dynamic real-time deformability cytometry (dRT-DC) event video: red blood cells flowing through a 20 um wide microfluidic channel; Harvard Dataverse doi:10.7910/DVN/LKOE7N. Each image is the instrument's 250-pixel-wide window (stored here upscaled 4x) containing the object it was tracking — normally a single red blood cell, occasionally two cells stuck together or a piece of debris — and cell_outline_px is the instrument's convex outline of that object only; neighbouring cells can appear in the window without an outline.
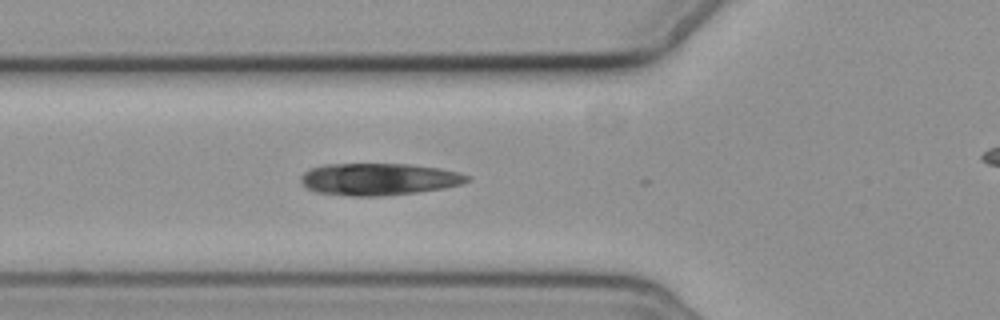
{"species": "common noctule bat (a hibernating species)", "species_latin": "Nyctalus noctula", "temperature_condition": "cold", "stored_images_in_passage": 7, "segment_of_instrument_passage": [1, 2], "camera_frame_rate_fps": 3000, "um_per_image_px": 0.085, "animal": {"sex": "female", "body_mass_g": 19.3, "forearm_length_mm": 54.1}, "frame": {"image": 1, "passage_image": 6, "time_ms": 5.667, "image_size_px": [1000, 320], "cell_outline_px": [[472, 176], [464, 184], [444, 188], [416, 192], [380, 196], [348, 196], [316, 192], [308, 188], [300, 180], [300, 176], [304, 172], [312, 168], [324, 164], [408, 164], [440, 168], [460, 172]], "centroid_in_image_um": [32.23, 15.23], "position_along_channel_um": 93.6, "area_um2": 31.15}}